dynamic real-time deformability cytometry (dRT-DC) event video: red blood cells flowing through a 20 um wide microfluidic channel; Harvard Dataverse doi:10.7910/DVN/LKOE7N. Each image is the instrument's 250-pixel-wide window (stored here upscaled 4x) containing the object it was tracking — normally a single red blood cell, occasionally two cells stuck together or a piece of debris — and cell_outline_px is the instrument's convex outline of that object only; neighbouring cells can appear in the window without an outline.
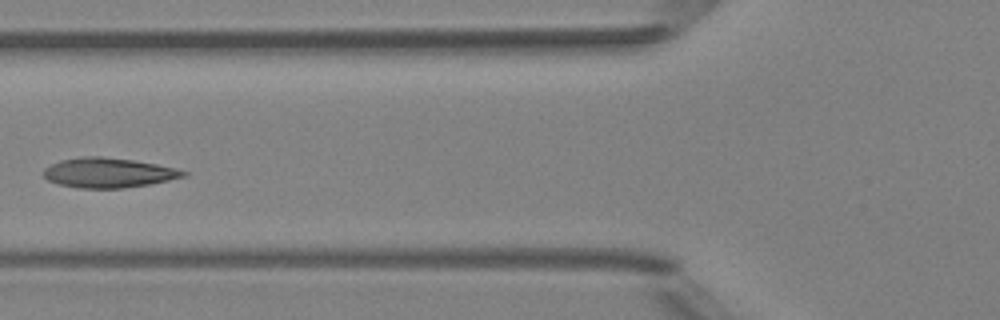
{"species": "Egyptian fruit bat (a non-hibernating species)", "species_latin": "Rousettus aegyptiacus", "temperature_condition": "room temperature", "stored_images_in_passage": 5, "camera_frame_rate_fps": 3000, "um_per_image_px": 0.085, "animal": {"sex": "female"}, "frame": {"image": 1, "passage_image": 4, "time_ms": 4.333, "image_size_px": [1000, 320], "cell_outline_px": [[188, 176], [148, 184], [124, 188], [80, 188], [60, 184], [48, 180], [44, 176], [44, 168], [60, 160], [84, 156], [100, 156], [132, 160], [156, 164], [176, 168], [188, 172]], "centroid_in_image_um": [9.23, 14.68], "position_along_channel_um": 116.6, "area_um2": 24.1}}
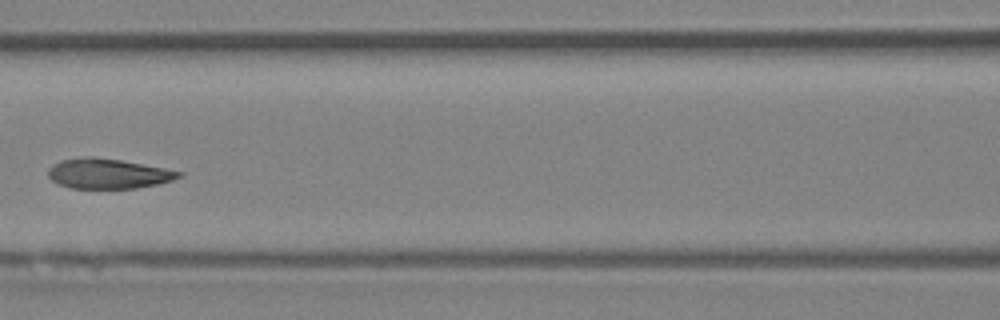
{"frame": {"image": 2, "passage_image": 5, "time_ms": 5.333, "image_size_px": [1000, 320], "cell_outline_px": [[184, 176], [172, 180], [156, 184], [136, 188], [72, 188], [60, 184], [52, 180], [48, 176], [48, 168], [52, 164], [60, 160], [80, 156], [92, 156], [120, 160], [164, 168], [184, 172]], "centroid_in_image_um": [9.17, 14.74], "position_along_channel_um": 157.4, "area_um2": 22.89}}